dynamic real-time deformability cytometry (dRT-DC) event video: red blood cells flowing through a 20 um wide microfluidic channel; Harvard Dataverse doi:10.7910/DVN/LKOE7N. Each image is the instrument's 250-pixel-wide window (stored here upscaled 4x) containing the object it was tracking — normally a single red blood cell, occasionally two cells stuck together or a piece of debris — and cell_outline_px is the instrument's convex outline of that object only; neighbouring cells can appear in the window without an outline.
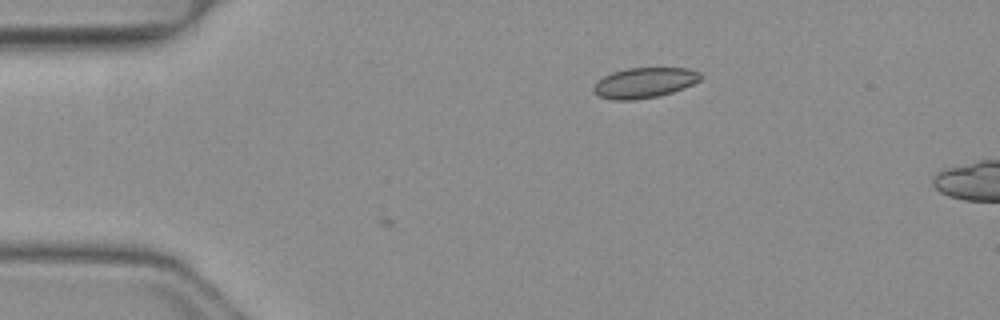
{"species": "common noctule bat (a hibernating species)", "species_latin": "Nyctalus noctula", "temperature_condition": "warm", "stored_images_in_passage": 2, "camera_frame_rate_fps": 3000, "um_per_image_px": 0.085, "animal": {"sex": "female", "body_mass_g": 19.3, "forearm_length_mm": 54.1}, "frame": {"image": 1, "passage_image": 2, "time_ms": 0.333, "image_size_px": [1000, 320], "cell_outline_px": [[704, 76], [700, 80], [684, 88], [660, 96], [636, 100], [612, 100], [600, 96], [592, 92], [592, 88], [596, 80], [612, 72], [628, 68], [688, 68], [700, 72]], "centroid_in_image_um": [54.76, 7.04], "position_along_channel_um": 30.2, "area_um2": 19.19}}